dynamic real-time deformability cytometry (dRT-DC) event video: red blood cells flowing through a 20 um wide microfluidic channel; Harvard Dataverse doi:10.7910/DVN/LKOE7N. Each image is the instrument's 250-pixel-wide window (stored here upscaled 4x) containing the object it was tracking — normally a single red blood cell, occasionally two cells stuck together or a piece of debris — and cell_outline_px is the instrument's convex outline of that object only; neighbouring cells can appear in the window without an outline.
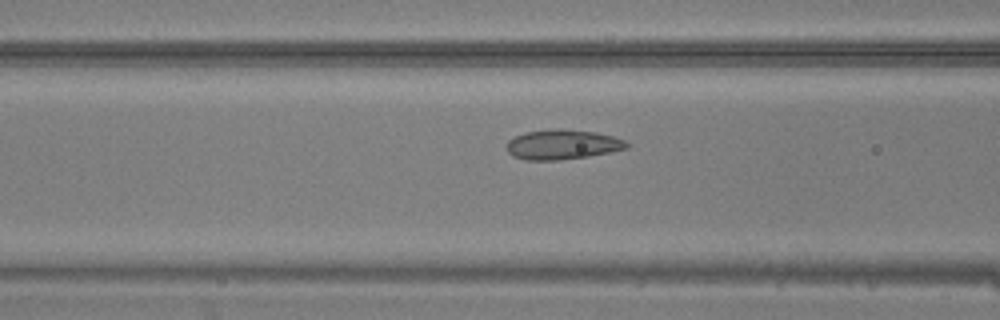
{"species": "common noctule bat (a hibernating species)", "species_latin": "Nyctalus noctula", "temperature_condition": "warm", "stored_images_in_passage": 48, "camera_frame_rate_fps": 3000, "um_per_image_px": 0.085, "animal": {"sex": "male", "body_mass_g": 20.5, "forearm_length_mm": 52.5}, "frame": {"image": 1, "passage_image": 20, "time_ms": 6.333, "image_size_px": [1000, 320], "cell_outline_px": [[628, 148], [588, 156], [560, 160], [524, 160], [512, 156], [508, 152], [508, 140], [524, 132], [556, 128], [560, 128], [596, 132], [612, 136], [624, 140], [628, 144]], "centroid_in_image_um": [47.78, 12.28], "position_along_channel_um": 118.8, "area_um2": 20.81}}
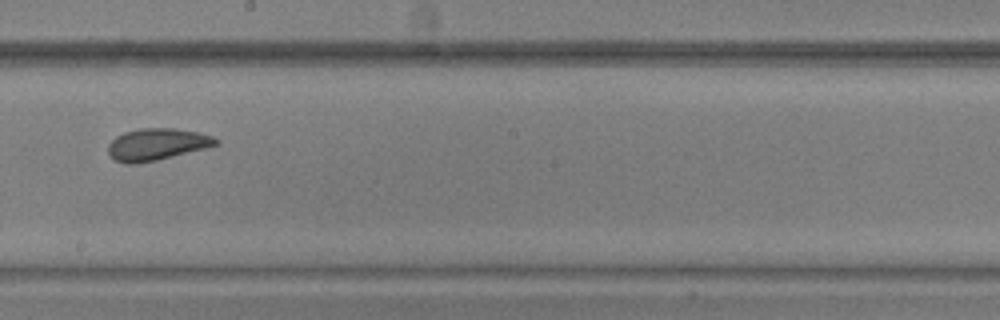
{"frame": {"image": 2, "passage_image": 28, "time_ms": 9.0, "image_size_px": [1000, 320], "cell_outline_px": [[220, 144], [156, 160], [136, 164], [124, 164], [112, 160], [108, 156], [108, 144], [116, 136], [124, 132], [140, 128], [176, 128], [200, 132], [212, 136], [220, 140]], "centroid_in_image_um": [13.3, 12.27], "position_along_channel_um": 234.9, "area_um2": 20.23}}
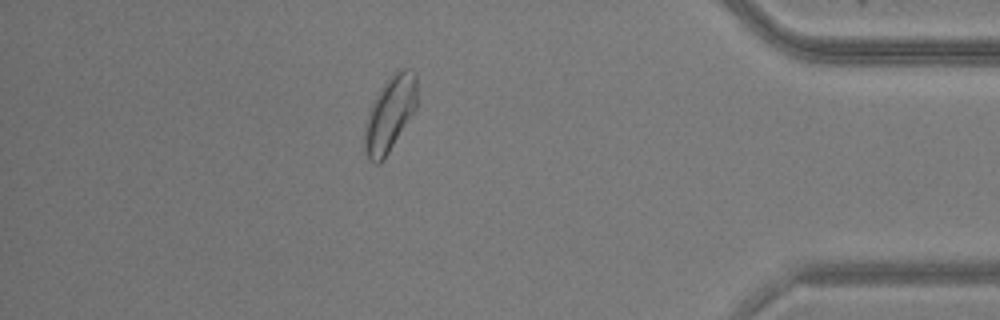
{"frame": {"image": 3, "passage_image": 42, "time_ms": 13.667, "image_size_px": [1000, 320], "cell_outline_px": [[416, 108], [384, 160], [380, 164], [376, 164], [368, 160], [364, 152], [364, 124], [368, 112], [380, 88], [392, 72], [396, 68], [412, 68], [416, 72]], "centroid_in_image_um": [33.12, 9.67], "position_along_channel_um": 402.1, "area_um2": 23.35}}